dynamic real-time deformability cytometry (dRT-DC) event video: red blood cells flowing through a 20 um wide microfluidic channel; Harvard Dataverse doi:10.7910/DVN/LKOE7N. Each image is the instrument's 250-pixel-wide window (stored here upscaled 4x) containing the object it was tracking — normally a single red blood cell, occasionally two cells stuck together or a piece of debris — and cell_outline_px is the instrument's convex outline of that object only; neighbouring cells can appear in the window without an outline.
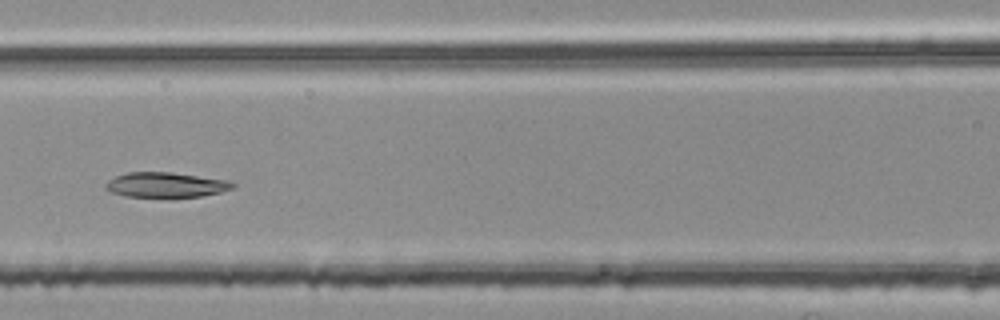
{"species": "common noctule bat (a hibernating species)", "species_latin": "Nyctalus noctula", "temperature_condition": "room temperature", "stored_images_in_passage": 49, "segment_of_instrument_passage": [2, 2], "camera_frame_rate_fps": 3000, "um_per_image_px": 0.085, "animal": {"sex": "female", "body_mass_g": 25.1}, "frame": {"image": 1, "passage_image": 22, "time_ms": 7.0, "image_size_px": [1000, 320], "cell_outline_px": [[236, 188], [220, 192], [200, 196], [168, 200], [124, 196], [112, 192], [104, 188], [104, 184], [108, 180], [116, 176], [128, 172], [172, 172], [228, 180], [236, 184]], "centroid_in_image_um": [14.1, 15.76], "position_along_channel_um": 152.5, "area_um2": 19.48}}
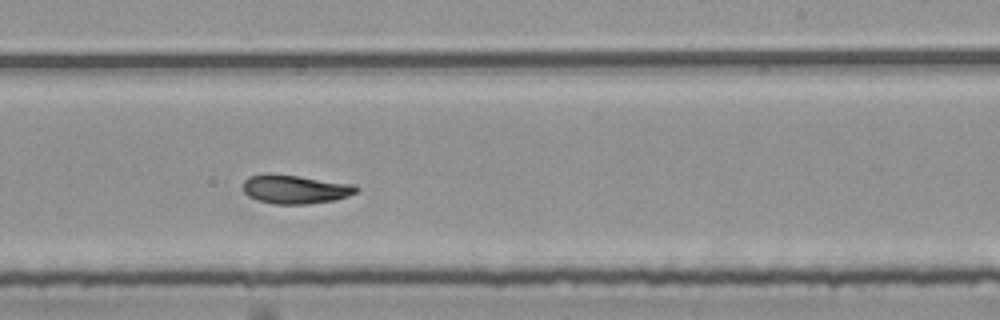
{"frame": {"image": 2, "passage_image": 31, "time_ms": 10.0, "image_size_px": [1000, 320], "cell_outline_px": [[360, 188], [356, 192], [348, 196], [336, 200], [308, 204], [272, 204], [256, 200], [248, 196], [244, 192], [244, 180], [248, 176], [300, 176], [352, 184]], "centroid_in_image_um": [25.13, 16.13], "position_along_channel_um": 263.9, "area_um2": 18.55}}
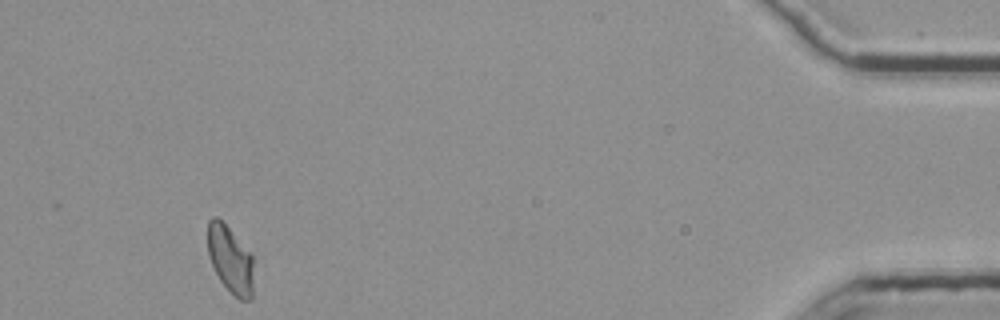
{"frame": {"image": 3, "passage_image": 49, "time_ms": 16.0, "image_size_px": [1000, 320], "cell_outline_px": [[252, 300], [240, 300], [220, 280], [208, 256], [208, 220], [212, 216], [216, 216], [252, 252]], "centroid_in_image_um": [19.58, 22.03], "position_along_channel_um": 415.6, "area_um2": 17.74}}